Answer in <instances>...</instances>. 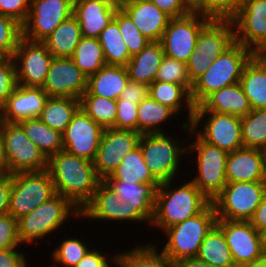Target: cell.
I'll return each mask as SVG.
<instances>
[{
    "mask_svg": "<svg viewBox=\"0 0 266 267\" xmlns=\"http://www.w3.org/2000/svg\"><path fill=\"white\" fill-rule=\"evenodd\" d=\"M225 170L227 183L266 181L264 152L246 147L228 152Z\"/></svg>",
    "mask_w": 266,
    "mask_h": 267,
    "instance_id": "cell-22",
    "label": "cell"
},
{
    "mask_svg": "<svg viewBox=\"0 0 266 267\" xmlns=\"http://www.w3.org/2000/svg\"><path fill=\"white\" fill-rule=\"evenodd\" d=\"M104 220L121 223L127 222L148 223L151 220L138 208L131 207L128 202L121 201L114 189L105 181L101 180L97 186L92 200L81 210L80 219Z\"/></svg>",
    "mask_w": 266,
    "mask_h": 267,
    "instance_id": "cell-12",
    "label": "cell"
},
{
    "mask_svg": "<svg viewBox=\"0 0 266 267\" xmlns=\"http://www.w3.org/2000/svg\"><path fill=\"white\" fill-rule=\"evenodd\" d=\"M73 5L74 0H30V12L22 25V36L42 42L73 15Z\"/></svg>",
    "mask_w": 266,
    "mask_h": 267,
    "instance_id": "cell-15",
    "label": "cell"
},
{
    "mask_svg": "<svg viewBox=\"0 0 266 267\" xmlns=\"http://www.w3.org/2000/svg\"><path fill=\"white\" fill-rule=\"evenodd\" d=\"M243 2L244 0H205L195 12L214 20H231Z\"/></svg>",
    "mask_w": 266,
    "mask_h": 267,
    "instance_id": "cell-47",
    "label": "cell"
},
{
    "mask_svg": "<svg viewBox=\"0 0 266 267\" xmlns=\"http://www.w3.org/2000/svg\"><path fill=\"white\" fill-rule=\"evenodd\" d=\"M231 21L236 42L255 54H266V0H244Z\"/></svg>",
    "mask_w": 266,
    "mask_h": 267,
    "instance_id": "cell-17",
    "label": "cell"
},
{
    "mask_svg": "<svg viewBox=\"0 0 266 267\" xmlns=\"http://www.w3.org/2000/svg\"><path fill=\"white\" fill-rule=\"evenodd\" d=\"M104 128L88 116L81 107L62 133L63 150L83 159L93 161Z\"/></svg>",
    "mask_w": 266,
    "mask_h": 267,
    "instance_id": "cell-19",
    "label": "cell"
},
{
    "mask_svg": "<svg viewBox=\"0 0 266 267\" xmlns=\"http://www.w3.org/2000/svg\"><path fill=\"white\" fill-rule=\"evenodd\" d=\"M264 152V164H265V176H266V148L263 150Z\"/></svg>",
    "mask_w": 266,
    "mask_h": 267,
    "instance_id": "cell-66",
    "label": "cell"
},
{
    "mask_svg": "<svg viewBox=\"0 0 266 267\" xmlns=\"http://www.w3.org/2000/svg\"><path fill=\"white\" fill-rule=\"evenodd\" d=\"M205 0H185L187 7L192 11L195 12Z\"/></svg>",
    "mask_w": 266,
    "mask_h": 267,
    "instance_id": "cell-61",
    "label": "cell"
},
{
    "mask_svg": "<svg viewBox=\"0 0 266 267\" xmlns=\"http://www.w3.org/2000/svg\"><path fill=\"white\" fill-rule=\"evenodd\" d=\"M117 117L112 128L137 131L138 104L117 99Z\"/></svg>",
    "mask_w": 266,
    "mask_h": 267,
    "instance_id": "cell-50",
    "label": "cell"
},
{
    "mask_svg": "<svg viewBox=\"0 0 266 267\" xmlns=\"http://www.w3.org/2000/svg\"><path fill=\"white\" fill-rule=\"evenodd\" d=\"M90 249L91 247L84 240L66 237L57 248L52 249L50 255L53 260L52 263L55 262V265L49 267H58L60 265L63 267H75Z\"/></svg>",
    "mask_w": 266,
    "mask_h": 267,
    "instance_id": "cell-43",
    "label": "cell"
},
{
    "mask_svg": "<svg viewBox=\"0 0 266 267\" xmlns=\"http://www.w3.org/2000/svg\"><path fill=\"white\" fill-rule=\"evenodd\" d=\"M18 86L13 58H0V108Z\"/></svg>",
    "mask_w": 266,
    "mask_h": 267,
    "instance_id": "cell-48",
    "label": "cell"
},
{
    "mask_svg": "<svg viewBox=\"0 0 266 267\" xmlns=\"http://www.w3.org/2000/svg\"><path fill=\"white\" fill-rule=\"evenodd\" d=\"M81 216V211L67 198L56 194L48 201L42 203L29 214L18 219V236L23 244H33L36 240H43L46 236L62 229L68 218Z\"/></svg>",
    "mask_w": 266,
    "mask_h": 267,
    "instance_id": "cell-6",
    "label": "cell"
},
{
    "mask_svg": "<svg viewBox=\"0 0 266 267\" xmlns=\"http://www.w3.org/2000/svg\"><path fill=\"white\" fill-rule=\"evenodd\" d=\"M254 55L255 53L251 49L235 41L193 83L190 91L193 105L198 106L209 94L216 90L240 82L245 65Z\"/></svg>",
    "mask_w": 266,
    "mask_h": 267,
    "instance_id": "cell-3",
    "label": "cell"
},
{
    "mask_svg": "<svg viewBox=\"0 0 266 267\" xmlns=\"http://www.w3.org/2000/svg\"><path fill=\"white\" fill-rule=\"evenodd\" d=\"M181 126L183 131L188 132L185 135H192L190 138L195 136V141L187 145V153L195 152L197 157L195 165L198 173L192 176L191 181L212 202L227 184L225 166L228 152L203 141L186 122L183 121Z\"/></svg>",
    "mask_w": 266,
    "mask_h": 267,
    "instance_id": "cell-4",
    "label": "cell"
},
{
    "mask_svg": "<svg viewBox=\"0 0 266 267\" xmlns=\"http://www.w3.org/2000/svg\"><path fill=\"white\" fill-rule=\"evenodd\" d=\"M12 175L0 176V216L8 214Z\"/></svg>",
    "mask_w": 266,
    "mask_h": 267,
    "instance_id": "cell-57",
    "label": "cell"
},
{
    "mask_svg": "<svg viewBox=\"0 0 266 267\" xmlns=\"http://www.w3.org/2000/svg\"><path fill=\"white\" fill-rule=\"evenodd\" d=\"M117 9L105 0H74L73 16L80 24L83 37L98 38L113 21Z\"/></svg>",
    "mask_w": 266,
    "mask_h": 267,
    "instance_id": "cell-24",
    "label": "cell"
},
{
    "mask_svg": "<svg viewBox=\"0 0 266 267\" xmlns=\"http://www.w3.org/2000/svg\"><path fill=\"white\" fill-rule=\"evenodd\" d=\"M141 136L133 130L105 128L93 160L96 175L101 180L111 176L122 159L139 146Z\"/></svg>",
    "mask_w": 266,
    "mask_h": 267,
    "instance_id": "cell-16",
    "label": "cell"
},
{
    "mask_svg": "<svg viewBox=\"0 0 266 267\" xmlns=\"http://www.w3.org/2000/svg\"><path fill=\"white\" fill-rule=\"evenodd\" d=\"M22 37V25L0 14V58H12Z\"/></svg>",
    "mask_w": 266,
    "mask_h": 267,
    "instance_id": "cell-46",
    "label": "cell"
},
{
    "mask_svg": "<svg viewBox=\"0 0 266 267\" xmlns=\"http://www.w3.org/2000/svg\"><path fill=\"white\" fill-rule=\"evenodd\" d=\"M151 243H139L133 249L116 252L117 260L124 267H177L176 262L165 257L157 246Z\"/></svg>",
    "mask_w": 266,
    "mask_h": 267,
    "instance_id": "cell-37",
    "label": "cell"
},
{
    "mask_svg": "<svg viewBox=\"0 0 266 267\" xmlns=\"http://www.w3.org/2000/svg\"><path fill=\"white\" fill-rule=\"evenodd\" d=\"M79 108V99L48 97L38 118L52 129L63 133Z\"/></svg>",
    "mask_w": 266,
    "mask_h": 267,
    "instance_id": "cell-35",
    "label": "cell"
},
{
    "mask_svg": "<svg viewBox=\"0 0 266 267\" xmlns=\"http://www.w3.org/2000/svg\"><path fill=\"white\" fill-rule=\"evenodd\" d=\"M105 181L160 183L145 164L144 156L139 146L122 159L117 169Z\"/></svg>",
    "mask_w": 266,
    "mask_h": 267,
    "instance_id": "cell-34",
    "label": "cell"
},
{
    "mask_svg": "<svg viewBox=\"0 0 266 267\" xmlns=\"http://www.w3.org/2000/svg\"><path fill=\"white\" fill-rule=\"evenodd\" d=\"M240 267H266V254L262 258L254 261L252 263L242 265Z\"/></svg>",
    "mask_w": 266,
    "mask_h": 267,
    "instance_id": "cell-62",
    "label": "cell"
},
{
    "mask_svg": "<svg viewBox=\"0 0 266 267\" xmlns=\"http://www.w3.org/2000/svg\"><path fill=\"white\" fill-rule=\"evenodd\" d=\"M129 82L127 68L104 65L98 72L88 77L87 90L83 95H96L117 100Z\"/></svg>",
    "mask_w": 266,
    "mask_h": 267,
    "instance_id": "cell-27",
    "label": "cell"
},
{
    "mask_svg": "<svg viewBox=\"0 0 266 267\" xmlns=\"http://www.w3.org/2000/svg\"><path fill=\"white\" fill-rule=\"evenodd\" d=\"M197 258L213 266L236 267L225 235L217 225L203 240Z\"/></svg>",
    "mask_w": 266,
    "mask_h": 267,
    "instance_id": "cell-38",
    "label": "cell"
},
{
    "mask_svg": "<svg viewBox=\"0 0 266 267\" xmlns=\"http://www.w3.org/2000/svg\"><path fill=\"white\" fill-rule=\"evenodd\" d=\"M235 42L231 20L211 19L198 35L195 50L200 56L215 60Z\"/></svg>",
    "mask_w": 266,
    "mask_h": 267,
    "instance_id": "cell-26",
    "label": "cell"
},
{
    "mask_svg": "<svg viewBox=\"0 0 266 267\" xmlns=\"http://www.w3.org/2000/svg\"><path fill=\"white\" fill-rule=\"evenodd\" d=\"M266 192V181L227 183L212 201L217 219L249 221Z\"/></svg>",
    "mask_w": 266,
    "mask_h": 267,
    "instance_id": "cell-9",
    "label": "cell"
},
{
    "mask_svg": "<svg viewBox=\"0 0 266 267\" xmlns=\"http://www.w3.org/2000/svg\"><path fill=\"white\" fill-rule=\"evenodd\" d=\"M114 265L115 267H124L118 260H116L110 267H114Z\"/></svg>",
    "mask_w": 266,
    "mask_h": 267,
    "instance_id": "cell-65",
    "label": "cell"
},
{
    "mask_svg": "<svg viewBox=\"0 0 266 267\" xmlns=\"http://www.w3.org/2000/svg\"><path fill=\"white\" fill-rule=\"evenodd\" d=\"M177 267H209V263L199 260L197 257L184 258L178 261Z\"/></svg>",
    "mask_w": 266,
    "mask_h": 267,
    "instance_id": "cell-59",
    "label": "cell"
},
{
    "mask_svg": "<svg viewBox=\"0 0 266 267\" xmlns=\"http://www.w3.org/2000/svg\"><path fill=\"white\" fill-rule=\"evenodd\" d=\"M55 195L54 183L47 169L12 174L8 214L18 220Z\"/></svg>",
    "mask_w": 266,
    "mask_h": 267,
    "instance_id": "cell-8",
    "label": "cell"
},
{
    "mask_svg": "<svg viewBox=\"0 0 266 267\" xmlns=\"http://www.w3.org/2000/svg\"><path fill=\"white\" fill-rule=\"evenodd\" d=\"M249 222L260 233L266 229V192Z\"/></svg>",
    "mask_w": 266,
    "mask_h": 267,
    "instance_id": "cell-58",
    "label": "cell"
},
{
    "mask_svg": "<svg viewBox=\"0 0 266 267\" xmlns=\"http://www.w3.org/2000/svg\"><path fill=\"white\" fill-rule=\"evenodd\" d=\"M164 56L160 41H150L139 54L128 61L126 68L129 80L147 85L153 83Z\"/></svg>",
    "mask_w": 266,
    "mask_h": 267,
    "instance_id": "cell-29",
    "label": "cell"
},
{
    "mask_svg": "<svg viewBox=\"0 0 266 267\" xmlns=\"http://www.w3.org/2000/svg\"><path fill=\"white\" fill-rule=\"evenodd\" d=\"M121 9L150 41H160L171 20L151 0H129Z\"/></svg>",
    "mask_w": 266,
    "mask_h": 267,
    "instance_id": "cell-23",
    "label": "cell"
},
{
    "mask_svg": "<svg viewBox=\"0 0 266 267\" xmlns=\"http://www.w3.org/2000/svg\"><path fill=\"white\" fill-rule=\"evenodd\" d=\"M30 12V0H0V14L23 25Z\"/></svg>",
    "mask_w": 266,
    "mask_h": 267,
    "instance_id": "cell-51",
    "label": "cell"
},
{
    "mask_svg": "<svg viewBox=\"0 0 266 267\" xmlns=\"http://www.w3.org/2000/svg\"><path fill=\"white\" fill-rule=\"evenodd\" d=\"M243 146L246 148H266V109H252L241 117Z\"/></svg>",
    "mask_w": 266,
    "mask_h": 267,
    "instance_id": "cell-41",
    "label": "cell"
},
{
    "mask_svg": "<svg viewBox=\"0 0 266 267\" xmlns=\"http://www.w3.org/2000/svg\"><path fill=\"white\" fill-rule=\"evenodd\" d=\"M113 20L118 24L123 42L131 57L139 54L150 42L148 38L141 34L130 17L121 8L117 9Z\"/></svg>",
    "mask_w": 266,
    "mask_h": 267,
    "instance_id": "cell-44",
    "label": "cell"
},
{
    "mask_svg": "<svg viewBox=\"0 0 266 267\" xmlns=\"http://www.w3.org/2000/svg\"><path fill=\"white\" fill-rule=\"evenodd\" d=\"M47 93L42 88L17 86L0 108V121L19 122L40 116Z\"/></svg>",
    "mask_w": 266,
    "mask_h": 267,
    "instance_id": "cell-21",
    "label": "cell"
},
{
    "mask_svg": "<svg viewBox=\"0 0 266 267\" xmlns=\"http://www.w3.org/2000/svg\"><path fill=\"white\" fill-rule=\"evenodd\" d=\"M107 2H109L110 4L118 7V8H121L122 6H124L128 0H105Z\"/></svg>",
    "mask_w": 266,
    "mask_h": 267,
    "instance_id": "cell-63",
    "label": "cell"
},
{
    "mask_svg": "<svg viewBox=\"0 0 266 267\" xmlns=\"http://www.w3.org/2000/svg\"><path fill=\"white\" fill-rule=\"evenodd\" d=\"M173 181L162 182L156 189L154 214L150 223L155 230L159 228L164 231L194 217L211 203L191 180L176 187Z\"/></svg>",
    "mask_w": 266,
    "mask_h": 267,
    "instance_id": "cell-2",
    "label": "cell"
},
{
    "mask_svg": "<svg viewBox=\"0 0 266 267\" xmlns=\"http://www.w3.org/2000/svg\"><path fill=\"white\" fill-rule=\"evenodd\" d=\"M209 267H221V266H213V265L209 264Z\"/></svg>",
    "mask_w": 266,
    "mask_h": 267,
    "instance_id": "cell-67",
    "label": "cell"
},
{
    "mask_svg": "<svg viewBox=\"0 0 266 267\" xmlns=\"http://www.w3.org/2000/svg\"><path fill=\"white\" fill-rule=\"evenodd\" d=\"M216 222L217 215L211 202L196 216L161 232L167 236L168 240L163 249L161 248V252L176 263L184 258L197 257L203 240L216 225Z\"/></svg>",
    "mask_w": 266,
    "mask_h": 267,
    "instance_id": "cell-5",
    "label": "cell"
},
{
    "mask_svg": "<svg viewBox=\"0 0 266 267\" xmlns=\"http://www.w3.org/2000/svg\"><path fill=\"white\" fill-rule=\"evenodd\" d=\"M149 96V85L129 80L118 99L139 104Z\"/></svg>",
    "mask_w": 266,
    "mask_h": 267,
    "instance_id": "cell-54",
    "label": "cell"
},
{
    "mask_svg": "<svg viewBox=\"0 0 266 267\" xmlns=\"http://www.w3.org/2000/svg\"><path fill=\"white\" fill-rule=\"evenodd\" d=\"M213 61L211 57L200 56L196 50L191 54L186 65L192 85L207 71Z\"/></svg>",
    "mask_w": 266,
    "mask_h": 267,
    "instance_id": "cell-53",
    "label": "cell"
},
{
    "mask_svg": "<svg viewBox=\"0 0 266 267\" xmlns=\"http://www.w3.org/2000/svg\"><path fill=\"white\" fill-rule=\"evenodd\" d=\"M9 175V166L6 160L5 151L3 147V140L0 128V176Z\"/></svg>",
    "mask_w": 266,
    "mask_h": 267,
    "instance_id": "cell-60",
    "label": "cell"
},
{
    "mask_svg": "<svg viewBox=\"0 0 266 267\" xmlns=\"http://www.w3.org/2000/svg\"><path fill=\"white\" fill-rule=\"evenodd\" d=\"M168 134H142L139 141L145 164L160 183L175 180L180 173V159L187 155L188 142L186 144V140L181 142L180 138Z\"/></svg>",
    "mask_w": 266,
    "mask_h": 267,
    "instance_id": "cell-7",
    "label": "cell"
},
{
    "mask_svg": "<svg viewBox=\"0 0 266 267\" xmlns=\"http://www.w3.org/2000/svg\"><path fill=\"white\" fill-rule=\"evenodd\" d=\"M98 40L103 49L106 65L126 67L131 56L114 20L99 34Z\"/></svg>",
    "mask_w": 266,
    "mask_h": 267,
    "instance_id": "cell-40",
    "label": "cell"
},
{
    "mask_svg": "<svg viewBox=\"0 0 266 267\" xmlns=\"http://www.w3.org/2000/svg\"><path fill=\"white\" fill-rule=\"evenodd\" d=\"M149 96L155 101L173 109L177 114L188 111L186 124H191L195 106L192 103L190 92L180 84L170 82L154 81L149 85Z\"/></svg>",
    "mask_w": 266,
    "mask_h": 267,
    "instance_id": "cell-30",
    "label": "cell"
},
{
    "mask_svg": "<svg viewBox=\"0 0 266 267\" xmlns=\"http://www.w3.org/2000/svg\"><path fill=\"white\" fill-rule=\"evenodd\" d=\"M9 174L46 170L48 159L17 122L0 121Z\"/></svg>",
    "mask_w": 266,
    "mask_h": 267,
    "instance_id": "cell-10",
    "label": "cell"
},
{
    "mask_svg": "<svg viewBox=\"0 0 266 267\" xmlns=\"http://www.w3.org/2000/svg\"><path fill=\"white\" fill-rule=\"evenodd\" d=\"M155 81L170 82L183 85L189 92L192 84L186 63L164 56L158 69Z\"/></svg>",
    "mask_w": 266,
    "mask_h": 267,
    "instance_id": "cell-45",
    "label": "cell"
},
{
    "mask_svg": "<svg viewBox=\"0 0 266 267\" xmlns=\"http://www.w3.org/2000/svg\"><path fill=\"white\" fill-rule=\"evenodd\" d=\"M210 20L198 12L171 18L160 40L165 55L187 63L195 51L199 33Z\"/></svg>",
    "mask_w": 266,
    "mask_h": 267,
    "instance_id": "cell-13",
    "label": "cell"
},
{
    "mask_svg": "<svg viewBox=\"0 0 266 267\" xmlns=\"http://www.w3.org/2000/svg\"><path fill=\"white\" fill-rule=\"evenodd\" d=\"M71 59L87 77L98 72L106 65L103 49L98 38L82 36Z\"/></svg>",
    "mask_w": 266,
    "mask_h": 267,
    "instance_id": "cell-39",
    "label": "cell"
},
{
    "mask_svg": "<svg viewBox=\"0 0 266 267\" xmlns=\"http://www.w3.org/2000/svg\"><path fill=\"white\" fill-rule=\"evenodd\" d=\"M201 125L203 129L199 130ZM190 126L203 141L227 152L244 147L239 116L212 111H194Z\"/></svg>",
    "mask_w": 266,
    "mask_h": 267,
    "instance_id": "cell-11",
    "label": "cell"
},
{
    "mask_svg": "<svg viewBox=\"0 0 266 267\" xmlns=\"http://www.w3.org/2000/svg\"><path fill=\"white\" fill-rule=\"evenodd\" d=\"M161 11L171 18L185 16L192 11L187 7L185 0H151Z\"/></svg>",
    "mask_w": 266,
    "mask_h": 267,
    "instance_id": "cell-55",
    "label": "cell"
},
{
    "mask_svg": "<svg viewBox=\"0 0 266 267\" xmlns=\"http://www.w3.org/2000/svg\"><path fill=\"white\" fill-rule=\"evenodd\" d=\"M240 84L252 109H266V54H255L250 59Z\"/></svg>",
    "mask_w": 266,
    "mask_h": 267,
    "instance_id": "cell-28",
    "label": "cell"
},
{
    "mask_svg": "<svg viewBox=\"0 0 266 267\" xmlns=\"http://www.w3.org/2000/svg\"><path fill=\"white\" fill-rule=\"evenodd\" d=\"M81 37L80 24L72 15L42 42L53 57L71 58Z\"/></svg>",
    "mask_w": 266,
    "mask_h": 267,
    "instance_id": "cell-32",
    "label": "cell"
},
{
    "mask_svg": "<svg viewBox=\"0 0 266 267\" xmlns=\"http://www.w3.org/2000/svg\"><path fill=\"white\" fill-rule=\"evenodd\" d=\"M261 236H262V244H263V248H264V251H265V254H266V229H264V230L261 232Z\"/></svg>",
    "mask_w": 266,
    "mask_h": 267,
    "instance_id": "cell-64",
    "label": "cell"
},
{
    "mask_svg": "<svg viewBox=\"0 0 266 267\" xmlns=\"http://www.w3.org/2000/svg\"><path fill=\"white\" fill-rule=\"evenodd\" d=\"M12 58L19 86L43 87L53 59L43 42L31 41L22 36Z\"/></svg>",
    "mask_w": 266,
    "mask_h": 267,
    "instance_id": "cell-14",
    "label": "cell"
},
{
    "mask_svg": "<svg viewBox=\"0 0 266 267\" xmlns=\"http://www.w3.org/2000/svg\"><path fill=\"white\" fill-rule=\"evenodd\" d=\"M113 255V256H112ZM104 254L103 251L90 249L75 267H110L117 260V255Z\"/></svg>",
    "mask_w": 266,
    "mask_h": 267,
    "instance_id": "cell-52",
    "label": "cell"
},
{
    "mask_svg": "<svg viewBox=\"0 0 266 267\" xmlns=\"http://www.w3.org/2000/svg\"><path fill=\"white\" fill-rule=\"evenodd\" d=\"M118 194L121 201L131 207H138L150 220L153 218L155 193L160 183H127L106 181Z\"/></svg>",
    "mask_w": 266,
    "mask_h": 267,
    "instance_id": "cell-31",
    "label": "cell"
},
{
    "mask_svg": "<svg viewBox=\"0 0 266 267\" xmlns=\"http://www.w3.org/2000/svg\"><path fill=\"white\" fill-rule=\"evenodd\" d=\"M22 246L18 236V220L12 215L0 216V250Z\"/></svg>",
    "mask_w": 266,
    "mask_h": 267,
    "instance_id": "cell-49",
    "label": "cell"
},
{
    "mask_svg": "<svg viewBox=\"0 0 266 267\" xmlns=\"http://www.w3.org/2000/svg\"><path fill=\"white\" fill-rule=\"evenodd\" d=\"M18 248L0 250V267H25L27 265L26 252L17 251Z\"/></svg>",
    "mask_w": 266,
    "mask_h": 267,
    "instance_id": "cell-56",
    "label": "cell"
},
{
    "mask_svg": "<svg viewBox=\"0 0 266 267\" xmlns=\"http://www.w3.org/2000/svg\"><path fill=\"white\" fill-rule=\"evenodd\" d=\"M194 111H212L239 117L246 116L252 111L240 82L223 87L209 94Z\"/></svg>",
    "mask_w": 266,
    "mask_h": 267,
    "instance_id": "cell-25",
    "label": "cell"
},
{
    "mask_svg": "<svg viewBox=\"0 0 266 267\" xmlns=\"http://www.w3.org/2000/svg\"><path fill=\"white\" fill-rule=\"evenodd\" d=\"M175 115L179 114L148 96L138 104L137 132L141 134L165 133L160 125H163Z\"/></svg>",
    "mask_w": 266,
    "mask_h": 267,
    "instance_id": "cell-36",
    "label": "cell"
},
{
    "mask_svg": "<svg viewBox=\"0 0 266 267\" xmlns=\"http://www.w3.org/2000/svg\"><path fill=\"white\" fill-rule=\"evenodd\" d=\"M236 267L252 263L265 255L261 233L249 221L217 219Z\"/></svg>",
    "mask_w": 266,
    "mask_h": 267,
    "instance_id": "cell-18",
    "label": "cell"
},
{
    "mask_svg": "<svg viewBox=\"0 0 266 267\" xmlns=\"http://www.w3.org/2000/svg\"><path fill=\"white\" fill-rule=\"evenodd\" d=\"M17 123L47 159L63 150L62 133L52 129L38 117L20 120Z\"/></svg>",
    "mask_w": 266,
    "mask_h": 267,
    "instance_id": "cell-33",
    "label": "cell"
},
{
    "mask_svg": "<svg viewBox=\"0 0 266 267\" xmlns=\"http://www.w3.org/2000/svg\"><path fill=\"white\" fill-rule=\"evenodd\" d=\"M47 170L56 194L67 198L80 211L92 200L101 179L93 161L61 150L48 159Z\"/></svg>",
    "mask_w": 266,
    "mask_h": 267,
    "instance_id": "cell-1",
    "label": "cell"
},
{
    "mask_svg": "<svg viewBox=\"0 0 266 267\" xmlns=\"http://www.w3.org/2000/svg\"><path fill=\"white\" fill-rule=\"evenodd\" d=\"M88 77L71 58L53 57L42 89L48 97L79 99L87 90Z\"/></svg>",
    "mask_w": 266,
    "mask_h": 267,
    "instance_id": "cell-20",
    "label": "cell"
},
{
    "mask_svg": "<svg viewBox=\"0 0 266 267\" xmlns=\"http://www.w3.org/2000/svg\"><path fill=\"white\" fill-rule=\"evenodd\" d=\"M80 107L104 129L114 126L117 117L116 100L96 95H82L80 98Z\"/></svg>",
    "mask_w": 266,
    "mask_h": 267,
    "instance_id": "cell-42",
    "label": "cell"
}]
</instances>
